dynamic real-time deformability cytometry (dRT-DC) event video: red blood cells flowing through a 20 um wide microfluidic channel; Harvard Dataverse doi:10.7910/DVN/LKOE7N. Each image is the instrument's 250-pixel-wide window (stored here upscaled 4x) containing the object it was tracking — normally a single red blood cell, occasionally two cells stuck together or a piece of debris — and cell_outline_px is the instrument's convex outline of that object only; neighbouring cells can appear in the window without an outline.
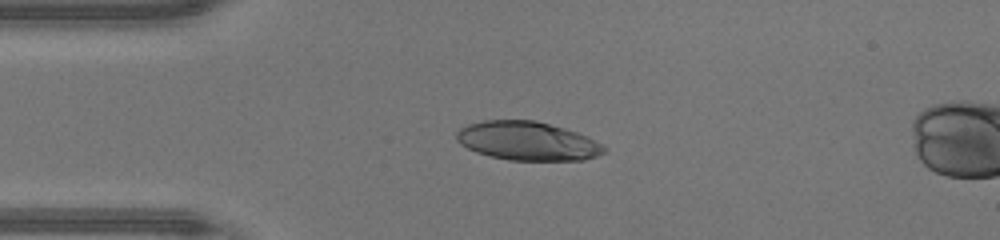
{"species": "human", "species_latin": "Homo sapiens", "temperature_condition": "warm", "stored_images_in_passage": 36, "camera_frame_rate_fps": 3000, "um_per_image_px": 0.085, "donor": {"sex": "male"}, "frame": {"image": 1, "passage_image": 1, "time_ms": 0.0, "image_size_px": [1000, 240], "cell_outline_px": [[608, 148], [604, 152], [596, 156], [584, 160], [508, 160], [476, 152], [460, 144], [456, 140], [456, 132], [460, 128], [468, 124], [480, 120], [536, 120], [564, 128], [588, 136]], "centroid_in_image_um": [44.83, 11.98], "position_along_channel_um": 40.2, "area_um2": 33.41}}
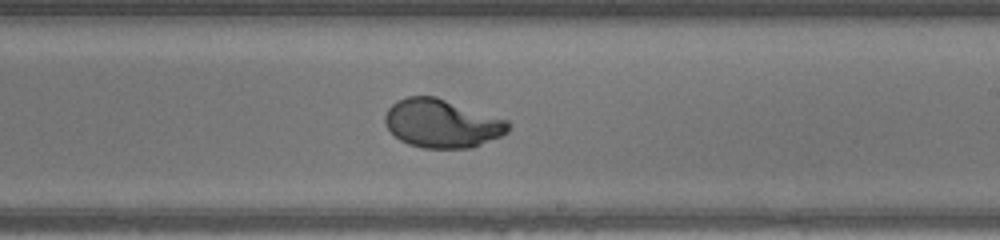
{"frame": {"image": 2, "passage_image": 17, "time_ms": 5.333, "image_size_px": [1000, 240], "cell_outline_px": [[512, 124], [508, 132], [500, 136], [472, 148], [424, 148], [408, 144], [400, 140], [388, 128], [384, 120], [384, 116], [388, 108], [396, 100], [408, 96], [436, 96], [508, 120]], "centroid_in_image_um": [37.57, 10.49], "position_along_channel_um": 251.4, "area_um2": 34.91}}
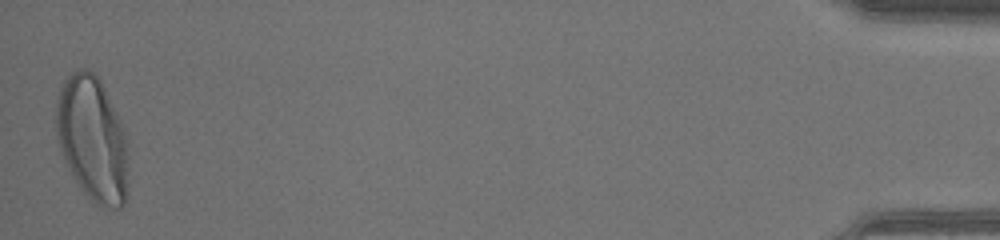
{"frame": {"image": 3, "passage_image": 36, "time_ms": 11.667, "image_size_px": [1000, 240], "cell_outline_px": [[128, 188], [124, 204], [120, 208], [112, 208], [96, 204], [80, 188], [60, 148], [56, 136], [56, 104], [60, 88], [64, 80], [72, 72], [80, 68], [92, 72], [100, 80], [104, 88], [124, 132]], "centroid_in_image_um": [7.83, 11.81], "position_along_channel_um": 427.4, "area_um2": 51.44}, "authors_computed_cell_mechanics": {"area_um2": 34.9112, "velocity_mm_per_s": 4.4062, "shape_relaxation_time_tau1_ms": 3.875, "shape_relaxation_time_tau2_ms": null, "deformation_change_tau1": 0.2557, "deformation_change_tau2": null}}